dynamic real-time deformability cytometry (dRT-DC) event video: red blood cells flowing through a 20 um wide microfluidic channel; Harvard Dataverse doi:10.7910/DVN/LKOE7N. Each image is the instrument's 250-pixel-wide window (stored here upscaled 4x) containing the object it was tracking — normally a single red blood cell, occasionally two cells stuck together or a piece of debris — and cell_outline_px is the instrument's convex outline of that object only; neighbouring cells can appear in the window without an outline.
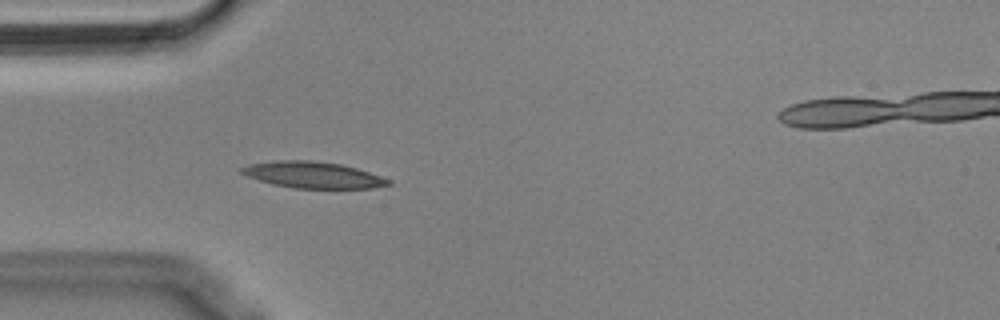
{"species": "Egyptian fruit bat (a non-hibernating species)", "species_latin": "Rousettus aegyptiacus", "temperature_condition": "cold", "stored_images_in_passage": 55, "camera_frame_rate_fps": 3000, "um_per_image_px": 0.085, "animal": {"sex": "male"}, "frame": {"image": 1, "passage_image": 15, "time_ms": 4.667, "image_size_px": [1000, 320], "cell_outline_px": [[392, 184], [372, 188], [296, 188], [272, 184], [248, 176], [240, 172], [240, 168], [248, 164], [272, 160], [312, 160], [340, 164], [356, 168], [392, 180]], "centroid_in_image_um": [26.59, 14.86], "position_along_channel_um": 58.4, "area_um2": 22.48}}
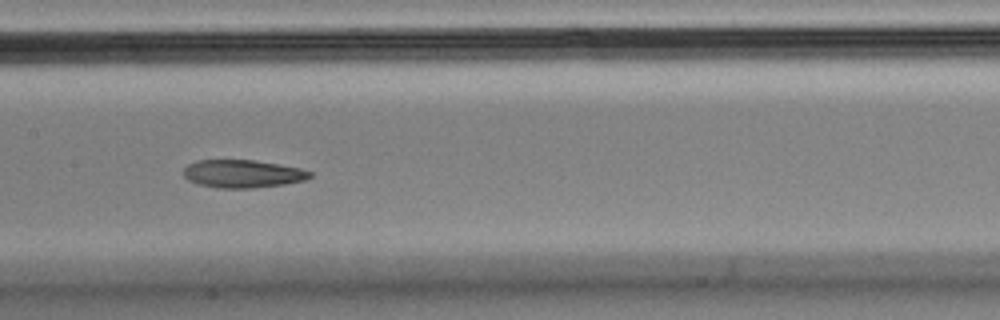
{"frame": {"image": 2, "passage_image": 26, "time_ms": 8.333, "image_size_px": [1000, 320], "cell_outline_px": [[312, 176], [304, 180], [284, 184], [252, 188], [216, 188], [200, 184], [188, 180], [184, 176], [184, 168], [188, 164], [196, 160], [252, 160], [300, 168], [312, 172]], "centroid_in_image_um": [20.6, 14.77], "position_along_channel_um": 186.8, "area_um2": 20.4}}
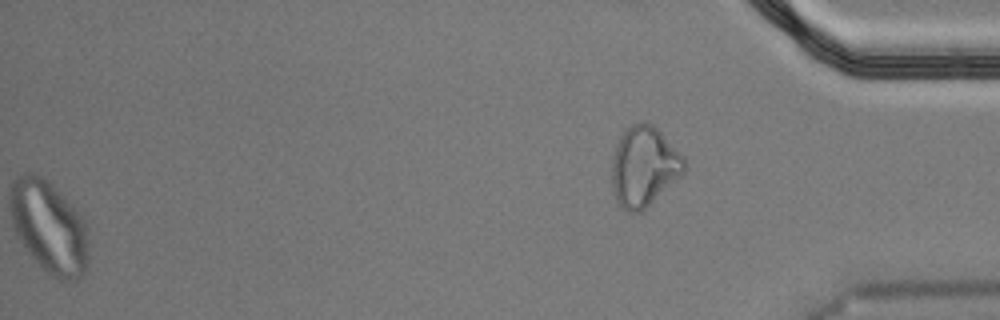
{"frame": {"image": 3, "passage_image": 55, "time_ms": 18.0, "image_size_px": [1000, 320], "cell_outline_px": [[688, 164], [684, 172], [680, 176], [640, 212], [628, 212], [616, 200], [612, 188], [612, 156], [616, 144], [620, 136], [628, 124], [640, 120], [644, 120], [652, 124], [684, 156]], "centroid_in_image_um": [54.72, 14.09], "position_along_channel_um": 380.5, "area_um2": 33.81}, "authors_computed_cell_mechanics": {"area_um2": 21.7328, "velocity_mm_per_s": 3.5666, "shape_relaxation_time_tau1_ms": null, "shape_relaxation_time_tau2_ms": 4.1609, "deformation_change_tau1": null, "deformation_change_tau2": 0.1127}}